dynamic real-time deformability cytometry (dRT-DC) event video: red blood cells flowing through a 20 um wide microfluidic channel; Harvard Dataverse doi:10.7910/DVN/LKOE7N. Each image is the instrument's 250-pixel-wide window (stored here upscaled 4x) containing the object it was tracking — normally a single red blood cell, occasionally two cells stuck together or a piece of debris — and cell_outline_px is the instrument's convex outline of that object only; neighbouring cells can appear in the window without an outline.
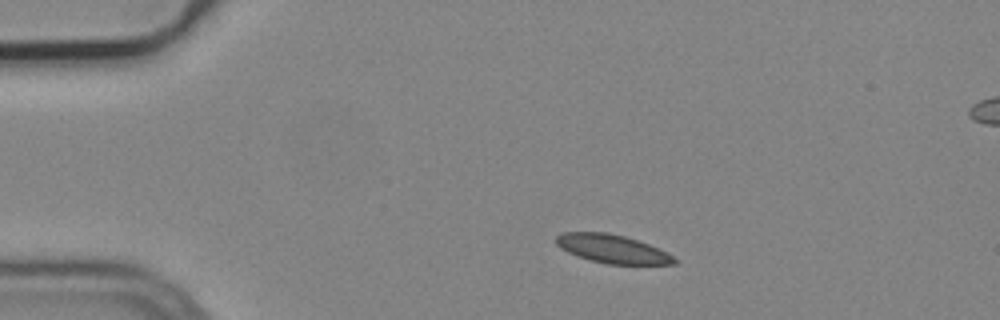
{"species": "common noctule bat (a hibernating species)", "species_latin": "Nyctalus noctula", "temperature_condition": "cold", "stored_images_in_passage": 4, "camera_frame_rate_fps": 3000, "um_per_image_px": 0.085, "animal": {"sex": "male", "body_mass_g": 19.2, "forearm_length_mm": 51.8}, "frame": {"image": 1, "passage_image": 2, "time_ms": 0.333, "image_size_px": [1000, 320], "cell_outline_px": [[676, 264], [608, 264], [576, 256], [560, 248], [556, 244], [556, 236], [564, 232], [608, 232], [624, 236], [648, 244], [668, 252], [676, 260]], "centroid_in_image_um": [52.03, 21.15], "position_along_channel_um": 33.0, "area_um2": 19.48}}
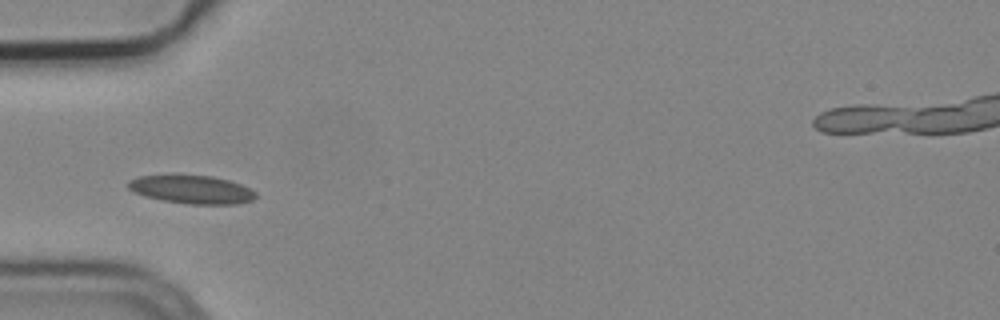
{"frame": {"image": 2, "passage_image": 4, "time_ms": 1.0, "image_size_px": [1000, 320], "cell_outline_px": [[256, 196], [252, 200], [236, 204], [192, 204], [164, 200], [144, 196], [128, 188], [128, 180], [140, 176], [172, 172], [212, 176], [228, 180], [240, 184], [256, 192]], "centroid_in_image_um": [16.25, 16.05], "position_along_channel_um": 68.8, "area_um2": 21.56}}